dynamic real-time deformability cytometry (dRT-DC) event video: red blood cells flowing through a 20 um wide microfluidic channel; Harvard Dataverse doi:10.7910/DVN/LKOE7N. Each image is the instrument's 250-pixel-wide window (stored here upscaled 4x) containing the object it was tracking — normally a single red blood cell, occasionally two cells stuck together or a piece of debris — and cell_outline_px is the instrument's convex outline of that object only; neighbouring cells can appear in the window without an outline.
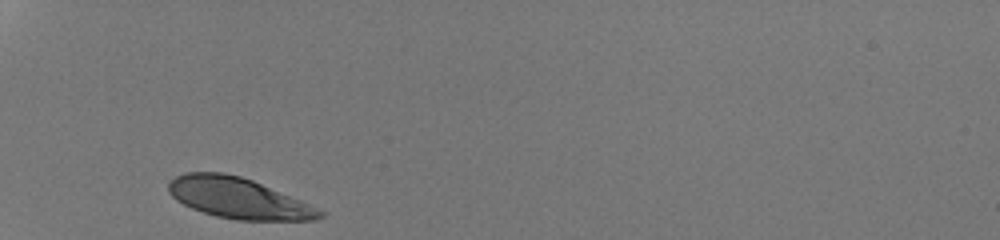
{"species": "human", "species_latin": "Homo sapiens", "temperature_condition": "room temperature", "stored_images_in_passage": 26, "camera_frame_rate_fps": 3000, "um_per_image_px": 0.085, "donor": {"sex": "male"}, "frame": {"image": 1, "passage_image": 1, "time_ms": 0.0, "image_size_px": [1000, 240], "cell_outline_px": [[324, 216], [316, 220], [236, 220], [216, 216], [192, 208], [176, 200], [168, 192], [168, 184], [176, 176], [184, 172], [224, 172], [240, 176], [252, 180], [300, 200], [324, 212]], "centroid_in_image_um": [20.23, 16.84], "position_along_channel_um": 64.8, "area_um2": 35.6}}
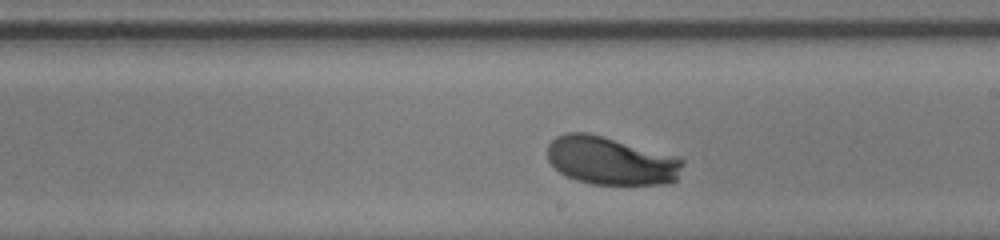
{"frame": {"image": 2, "passage_image": 15, "time_ms": 4.667, "image_size_px": [1000, 240], "cell_outline_px": [[684, 164], [676, 180], [672, 184], [592, 184], [576, 180], [560, 172], [548, 160], [548, 144], [556, 136], [564, 132], [588, 132], [672, 156], [684, 160]], "centroid_in_image_um": [51.9, 13.67], "position_along_channel_um": 237.1, "area_um2": 37.51}}
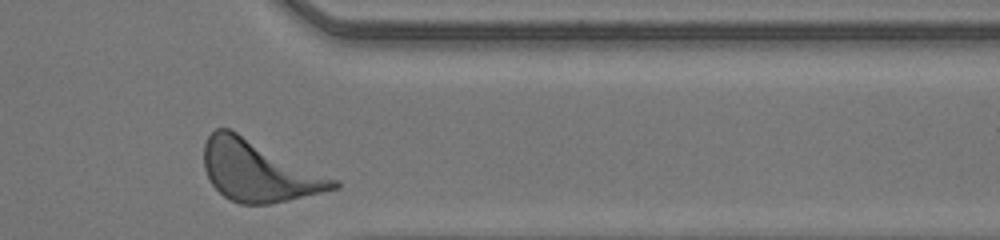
{"frame": {"image": 3, "passage_image": 26, "time_ms": 8.333, "image_size_px": [1000, 240], "cell_outline_px": [[340, 188], [288, 200], [268, 204], [240, 204], [224, 196], [212, 184], [204, 168], [204, 144], [208, 136], [216, 128], [228, 128], [336, 180], [340, 184]], "centroid_in_image_um": [21.94, 14.55], "position_along_channel_um": 389.5, "area_um2": 44.91}, "authors_computed_cell_mechanics": {"area_um2": 37.9746, "velocity_mm_per_s": 4.1597, "shape_relaxation_time_tau1_ms": 1.3027, "shape_relaxation_time_tau2_ms": 4.6754, "deformation_change_tau1": 0.1222, "deformation_change_tau2": 0.1587}}